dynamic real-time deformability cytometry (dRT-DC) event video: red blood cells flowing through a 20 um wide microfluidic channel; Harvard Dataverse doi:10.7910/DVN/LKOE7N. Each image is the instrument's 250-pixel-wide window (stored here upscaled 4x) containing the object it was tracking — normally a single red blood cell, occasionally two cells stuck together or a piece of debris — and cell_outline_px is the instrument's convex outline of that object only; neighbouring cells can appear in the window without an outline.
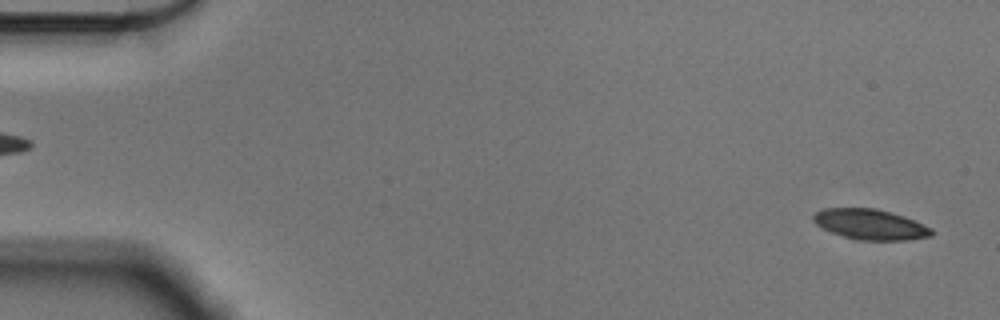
{"species": "Egyptian fruit bat (a non-hibernating species)", "species_latin": "Rousettus aegyptiacus", "temperature_condition": "cold", "stored_images_in_passage": 56, "camera_frame_rate_fps": 3000, "um_per_image_px": 0.085, "animal": {"sex": "male"}, "frame": {"image": 1, "passage_image": 2, "time_ms": 0.333, "image_size_px": [1000, 320], "cell_outline_px": [[932, 236], [908, 240], [860, 240], [844, 236], [832, 232], [816, 224], [812, 220], [812, 216], [816, 212], [824, 208], [876, 208], [892, 212], [904, 216], [932, 228]], "centroid_in_image_um": [73.98, 19.06], "position_along_channel_um": 11.0, "area_um2": 20.87}}
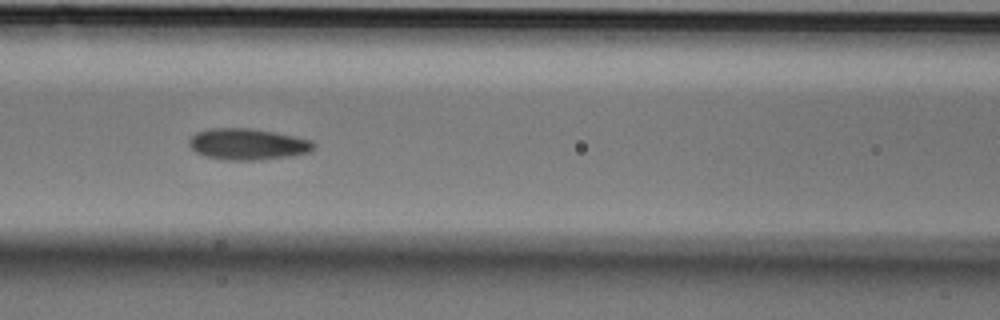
{"frame": {"image": 2, "passage_image": 24, "time_ms": 7.667, "image_size_px": [1000, 320], "cell_outline_px": [[316, 148], [308, 152], [292, 156], [256, 160], [224, 160], [204, 156], [196, 152], [188, 144], [188, 140], [196, 132], [212, 128], [248, 128], [272, 132], [312, 140], [316, 144]], "centroid_in_image_um": [21.04, 12.26], "position_along_channel_um": 145.6, "area_um2": 22.72}}
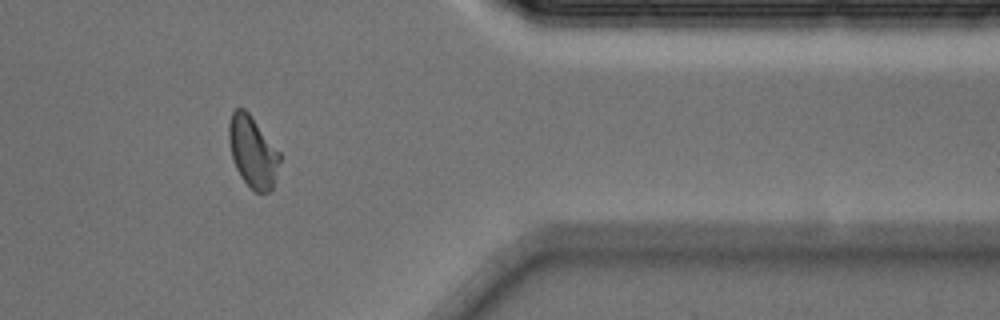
{"frame": {"image": 3, "passage_image": 46, "time_ms": 15.0, "image_size_px": [1000, 320], "cell_outline_px": [[280, 160], [276, 176], [272, 188], [268, 192], [256, 192], [240, 176], [232, 160], [228, 140], [228, 124], [232, 112], [236, 108], [244, 108], [248, 112], [280, 152]], "centroid_in_image_um": [21.46, 12.88], "position_along_channel_um": 389.9, "area_um2": 21.04}, "authors_computed_cell_mechanics": {"area_um2": 21.6461, "velocity_mm_per_s": 3.5758, "shape_relaxation_time_tau1_ms": 6.661, "shape_relaxation_time_tau2_ms": 1.7079, "deformation_change_tau1": 0.1337, "deformation_change_tau2": 0.0804}}